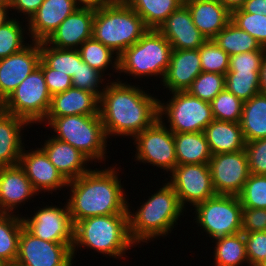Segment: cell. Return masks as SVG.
I'll return each instance as SVG.
<instances>
[{"label": "cell", "instance_id": "obj_8", "mask_svg": "<svg viewBox=\"0 0 266 266\" xmlns=\"http://www.w3.org/2000/svg\"><path fill=\"white\" fill-rule=\"evenodd\" d=\"M170 94L166 102L165 98H159L158 119L173 133L203 132L214 120L210 103L188 91Z\"/></svg>", "mask_w": 266, "mask_h": 266}, {"label": "cell", "instance_id": "obj_38", "mask_svg": "<svg viewBox=\"0 0 266 266\" xmlns=\"http://www.w3.org/2000/svg\"><path fill=\"white\" fill-rule=\"evenodd\" d=\"M213 118L238 123L242 117L243 102L224 88L211 102Z\"/></svg>", "mask_w": 266, "mask_h": 266}, {"label": "cell", "instance_id": "obj_41", "mask_svg": "<svg viewBox=\"0 0 266 266\" xmlns=\"http://www.w3.org/2000/svg\"><path fill=\"white\" fill-rule=\"evenodd\" d=\"M225 88V75L201 72L187 90L191 95L210 103Z\"/></svg>", "mask_w": 266, "mask_h": 266}, {"label": "cell", "instance_id": "obj_16", "mask_svg": "<svg viewBox=\"0 0 266 266\" xmlns=\"http://www.w3.org/2000/svg\"><path fill=\"white\" fill-rule=\"evenodd\" d=\"M19 165L24 169L33 189L38 193H52L58 195L57 190L67 188L68 181L61 175L56 167L49 161L45 152L36 147L26 150L20 155Z\"/></svg>", "mask_w": 266, "mask_h": 266}, {"label": "cell", "instance_id": "obj_19", "mask_svg": "<svg viewBox=\"0 0 266 266\" xmlns=\"http://www.w3.org/2000/svg\"><path fill=\"white\" fill-rule=\"evenodd\" d=\"M36 196L39 194L19 164L0 167V213L18 214V209Z\"/></svg>", "mask_w": 266, "mask_h": 266}, {"label": "cell", "instance_id": "obj_52", "mask_svg": "<svg viewBox=\"0 0 266 266\" xmlns=\"http://www.w3.org/2000/svg\"><path fill=\"white\" fill-rule=\"evenodd\" d=\"M10 7L7 0H0V26L11 18ZM10 16V17H9Z\"/></svg>", "mask_w": 266, "mask_h": 266}, {"label": "cell", "instance_id": "obj_37", "mask_svg": "<svg viewBox=\"0 0 266 266\" xmlns=\"http://www.w3.org/2000/svg\"><path fill=\"white\" fill-rule=\"evenodd\" d=\"M225 88L242 102L248 101L259 90V72H227Z\"/></svg>", "mask_w": 266, "mask_h": 266}, {"label": "cell", "instance_id": "obj_25", "mask_svg": "<svg viewBox=\"0 0 266 266\" xmlns=\"http://www.w3.org/2000/svg\"><path fill=\"white\" fill-rule=\"evenodd\" d=\"M100 98L92 92L71 87L51 97L50 107L45 118L69 115H100Z\"/></svg>", "mask_w": 266, "mask_h": 266}, {"label": "cell", "instance_id": "obj_26", "mask_svg": "<svg viewBox=\"0 0 266 266\" xmlns=\"http://www.w3.org/2000/svg\"><path fill=\"white\" fill-rule=\"evenodd\" d=\"M31 125L24 119L0 108V167L19 164L24 148V128Z\"/></svg>", "mask_w": 266, "mask_h": 266}, {"label": "cell", "instance_id": "obj_32", "mask_svg": "<svg viewBox=\"0 0 266 266\" xmlns=\"http://www.w3.org/2000/svg\"><path fill=\"white\" fill-rule=\"evenodd\" d=\"M81 58L90 67L98 70L110 81L111 77L118 73V55L109 47L105 46L93 37L87 39L78 49ZM110 69H109V68ZM112 70L114 73H107V70ZM106 72V74H105Z\"/></svg>", "mask_w": 266, "mask_h": 266}, {"label": "cell", "instance_id": "obj_36", "mask_svg": "<svg viewBox=\"0 0 266 266\" xmlns=\"http://www.w3.org/2000/svg\"><path fill=\"white\" fill-rule=\"evenodd\" d=\"M41 59L52 69L73 77L78 69V50L61 49L40 42Z\"/></svg>", "mask_w": 266, "mask_h": 266}, {"label": "cell", "instance_id": "obj_50", "mask_svg": "<svg viewBox=\"0 0 266 266\" xmlns=\"http://www.w3.org/2000/svg\"><path fill=\"white\" fill-rule=\"evenodd\" d=\"M240 9L247 13L266 15V0H246Z\"/></svg>", "mask_w": 266, "mask_h": 266}, {"label": "cell", "instance_id": "obj_15", "mask_svg": "<svg viewBox=\"0 0 266 266\" xmlns=\"http://www.w3.org/2000/svg\"><path fill=\"white\" fill-rule=\"evenodd\" d=\"M209 166L216 194L238 195L250 175L245 150L212 155Z\"/></svg>", "mask_w": 266, "mask_h": 266}, {"label": "cell", "instance_id": "obj_1", "mask_svg": "<svg viewBox=\"0 0 266 266\" xmlns=\"http://www.w3.org/2000/svg\"><path fill=\"white\" fill-rule=\"evenodd\" d=\"M118 77L106 83L100 96L99 114L108 139L110 136L133 139L158 120L159 99L148 88L144 90L138 84L120 80V74Z\"/></svg>", "mask_w": 266, "mask_h": 266}, {"label": "cell", "instance_id": "obj_6", "mask_svg": "<svg viewBox=\"0 0 266 266\" xmlns=\"http://www.w3.org/2000/svg\"><path fill=\"white\" fill-rule=\"evenodd\" d=\"M40 124L52 128V131L56 134L50 131L52 137L69 143L92 163L94 161V165L97 162L106 165V159L109 158L107 154L110 152L107 151L109 150L107 149L109 140L105 134L100 115H69L45 118Z\"/></svg>", "mask_w": 266, "mask_h": 266}, {"label": "cell", "instance_id": "obj_22", "mask_svg": "<svg viewBox=\"0 0 266 266\" xmlns=\"http://www.w3.org/2000/svg\"><path fill=\"white\" fill-rule=\"evenodd\" d=\"M202 72L199 48L195 50H172L170 62L161 83L167 96L172 92L187 91L194 79Z\"/></svg>", "mask_w": 266, "mask_h": 266}, {"label": "cell", "instance_id": "obj_40", "mask_svg": "<svg viewBox=\"0 0 266 266\" xmlns=\"http://www.w3.org/2000/svg\"><path fill=\"white\" fill-rule=\"evenodd\" d=\"M202 72H212L226 75L230 56L213 40H206L199 47Z\"/></svg>", "mask_w": 266, "mask_h": 266}, {"label": "cell", "instance_id": "obj_27", "mask_svg": "<svg viewBox=\"0 0 266 266\" xmlns=\"http://www.w3.org/2000/svg\"><path fill=\"white\" fill-rule=\"evenodd\" d=\"M204 135L212 155L245 150L240 122H228L214 119L204 129Z\"/></svg>", "mask_w": 266, "mask_h": 266}, {"label": "cell", "instance_id": "obj_14", "mask_svg": "<svg viewBox=\"0 0 266 266\" xmlns=\"http://www.w3.org/2000/svg\"><path fill=\"white\" fill-rule=\"evenodd\" d=\"M72 246L44 241L23 226L14 266H73Z\"/></svg>", "mask_w": 266, "mask_h": 266}, {"label": "cell", "instance_id": "obj_35", "mask_svg": "<svg viewBox=\"0 0 266 266\" xmlns=\"http://www.w3.org/2000/svg\"><path fill=\"white\" fill-rule=\"evenodd\" d=\"M20 20L22 19H19V17L17 19L11 16L6 23L0 26V59L22 50L29 44L30 40L28 43L26 40L29 37L27 25L25 23L24 26Z\"/></svg>", "mask_w": 266, "mask_h": 266}, {"label": "cell", "instance_id": "obj_30", "mask_svg": "<svg viewBox=\"0 0 266 266\" xmlns=\"http://www.w3.org/2000/svg\"><path fill=\"white\" fill-rule=\"evenodd\" d=\"M214 266H249L244 233L220 237L211 241ZM247 263V264H246Z\"/></svg>", "mask_w": 266, "mask_h": 266}, {"label": "cell", "instance_id": "obj_18", "mask_svg": "<svg viewBox=\"0 0 266 266\" xmlns=\"http://www.w3.org/2000/svg\"><path fill=\"white\" fill-rule=\"evenodd\" d=\"M95 6L81 5L49 36L46 42L55 48L76 49L92 37Z\"/></svg>", "mask_w": 266, "mask_h": 266}, {"label": "cell", "instance_id": "obj_28", "mask_svg": "<svg viewBox=\"0 0 266 266\" xmlns=\"http://www.w3.org/2000/svg\"><path fill=\"white\" fill-rule=\"evenodd\" d=\"M177 165L209 164L212 153L204 132L174 133Z\"/></svg>", "mask_w": 266, "mask_h": 266}, {"label": "cell", "instance_id": "obj_45", "mask_svg": "<svg viewBox=\"0 0 266 266\" xmlns=\"http://www.w3.org/2000/svg\"><path fill=\"white\" fill-rule=\"evenodd\" d=\"M249 171L256 175H266V138L246 142Z\"/></svg>", "mask_w": 266, "mask_h": 266}, {"label": "cell", "instance_id": "obj_42", "mask_svg": "<svg viewBox=\"0 0 266 266\" xmlns=\"http://www.w3.org/2000/svg\"><path fill=\"white\" fill-rule=\"evenodd\" d=\"M237 196L243 208L266 209V175L250 173Z\"/></svg>", "mask_w": 266, "mask_h": 266}, {"label": "cell", "instance_id": "obj_43", "mask_svg": "<svg viewBox=\"0 0 266 266\" xmlns=\"http://www.w3.org/2000/svg\"><path fill=\"white\" fill-rule=\"evenodd\" d=\"M231 21L266 48V15L243 12L238 8L231 12Z\"/></svg>", "mask_w": 266, "mask_h": 266}, {"label": "cell", "instance_id": "obj_5", "mask_svg": "<svg viewBox=\"0 0 266 266\" xmlns=\"http://www.w3.org/2000/svg\"><path fill=\"white\" fill-rule=\"evenodd\" d=\"M147 31L143 19L124 0L95 6L92 37L118 56Z\"/></svg>", "mask_w": 266, "mask_h": 266}, {"label": "cell", "instance_id": "obj_33", "mask_svg": "<svg viewBox=\"0 0 266 266\" xmlns=\"http://www.w3.org/2000/svg\"><path fill=\"white\" fill-rule=\"evenodd\" d=\"M20 214L0 213V258L14 265L18 256L19 237L24 226Z\"/></svg>", "mask_w": 266, "mask_h": 266}, {"label": "cell", "instance_id": "obj_39", "mask_svg": "<svg viewBox=\"0 0 266 266\" xmlns=\"http://www.w3.org/2000/svg\"><path fill=\"white\" fill-rule=\"evenodd\" d=\"M104 78L107 77L82 60L78 51V69L76 73H73L72 87L95 93L100 98L102 91L105 89L106 81H109Z\"/></svg>", "mask_w": 266, "mask_h": 266}, {"label": "cell", "instance_id": "obj_56", "mask_svg": "<svg viewBox=\"0 0 266 266\" xmlns=\"http://www.w3.org/2000/svg\"><path fill=\"white\" fill-rule=\"evenodd\" d=\"M258 266H266V259Z\"/></svg>", "mask_w": 266, "mask_h": 266}, {"label": "cell", "instance_id": "obj_29", "mask_svg": "<svg viewBox=\"0 0 266 266\" xmlns=\"http://www.w3.org/2000/svg\"><path fill=\"white\" fill-rule=\"evenodd\" d=\"M245 142L266 138V95L258 93L243 102L240 120Z\"/></svg>", "mask_w": 266, "mask_h": 266}, {"label": "cell", "instance_id": "obj_49", "mask_svg": "<svg viewBox=\"0 0 266 266\" xmlns=\"http://www.w3.org/2000/svg\"><path fill=\"white\" fill-rule=\"evenodd\" d=\"M10 11L14 10L11 14L14 17V14L20 13V16L23 19V22H27L32 15L38 10L44 0H7ZM16 12V13H15ZM24 15V16H23ZM24 19H27L24 21Z\"/></svg>", "mask_w": 266, "mask_h": 266}, {"label": "cell", "instance_id": "obj_9", "mask_svg": "<svg viewBox=\"0 0 266 266\" xmlns=\"http://www.w3.org/2000/svg\"><path fill=\"white\" fill-rule=\"evenodd\" d=\"M192 209L193 223L210 240L242 232L243 207L237 195L216 194Z\"/></svg>", "mask_w": 266, "mask_h": 266}, {"label": "cell", "instance_id": "obj_20", "mask_svg": "<svg viewBox=\"0 0 266 266\" xmlns=\"http://www.w3.org/2000/svg\"><path fill=\"white\" fill-rule=\"evenodd\" d=\"M80 6L77 0H44L27 21L30 41H46L58 26Z\"/></svg>", "mask_w": 266, "mask_h": 266}, {"label": "cell", "instance_id": "obj_3", "mask_svg": "<svg viewBox=\"0 0 266 266\" xmlns=\"http://www.w3.org/2000/svg\"><path fill=\"white\" fill-rule=\"evenodd\" d=\"M165 183L158 186V190L151 194L145 201L141 200L135 210L128 202L129 233L132 241L138 246L147 245L155 239L169 238V233L179 225L178 220L186 214L180 205L173 187L164 179ZM131 207V209L129 208ZM135 210V211H134ZM133 211V212H132ZM175 226V227H174ZM147 243V244H146Z\"/></svg>", "mask_w": 266, "mask_h": 266}, {"label": "cell", "instance_id": "obj_2", "mask_svg": "<svg viewBox=\"0 0 266 266\" xmlns=\"http://www.w3.org/2000/svg\"><path fill=\"white\" fill-rule=\"evenodd\" d=\"M112 166V167H111ZM110 165L105 169H91L78 178L68 181L67 204L73 224L85 218L128 214V201L124 184L121 183V168ZM117 167V168H116ZM120 169V171H119Z\"/></svg>", "mask_w": 266, "mask_h": 266}, {"label": "cell", "instance_id": "obj_13", "mask_svg": "<svg viewBox=\"0 0 266 266\" xmlns=\"http://www.w3.org/2000/svg\"><path fill=\"white\" fill-rule=\"evenodd\" d=\"M167 176L166 181L173 187L185 210H191L198 203L216 195L209 164L177 165Z\"/></svg>", "mask_w": 266, "mask_h": 266}, {"label": "cell", "instance_id": "obj_17", "mask_svg": "<svg viewBox=\"0 0 266 266\" xmlns=\"http://www.w3.org/2000/svg\"><path fill=\"white\" fill-rule=\"evenodd\" d=\"M40 42L30 41L22 50L0 59V105L38 67Z\"/></svg>", "mask_w": 266, "mask_h": 266}, {"label": "cell", "instance_id": "obj_11", "mask_svg": "<svg viewBox=\"0 0 266 266\" xmlns=\"http://www.w3.org/2000/svg\"><path fill=\"white\" fill-rule=\"evenodd\" d=\"M132 141L136 150L135 162L156 166L161 171L163 169V175L170 174L177 166L174 133L159 119L138 133Z\"/></svg>", "mask_w": 266, "mask_h": 266}, {"label": "cell", "instance_id": "obj_53", "mask_svg": "<svg viewBox=\"0 0 266 266\" xmlns=\"http://www.w3.org/2000/svg\"><path fill=\"white\" fill-rule=\"evenodd\" d=\"M230 12L240 8L246 0H219Z\"/></svg>", "mask_w": 266, "mask_h": 266}, {"label": "cell", "instance_id": "obj_47", "mask_svg": "<svg viewBox=\"0 0 266 266\" xmlns=\"http://www.w3.org/2000/svg\"><path fill=\"white\" fill-rule=\"evenodd\" d=\"M44 74L51 96L64 92L72 87V77L50 68L42 59L38 65Z\"/></svg>", "mask_w": 266, "mask_h": 266}, {"label": "cell", "instance_id": "obj_55", "mask_svg": "<svg viewBox=\"0 0 266 266\" xmlns=\"http://www.w3.org/2000/svg\"><path fill=\"white\" fill-rule=\"evenodd\" d=\"M0 266H11V265L7 263L5 260L0 258Z\"/></svg>", "mask_w": 266, "mask_h": 266}, {"label": "cell", "instance_id": "obj_34", "mask_svg": "<svg viewBox=\"0 0 266 266\" xmlns=\"http://www.w3.org/2000/svg\"><path fill=\"white\" fill-rule=\"evenodd\" d=\"M229 56L261 50L260 43L230 21L213 39Z\"/></svg>", "mask_w": 266, "mask_h": 266}, {"label": "cell", "instance_id": "obj_21", "mask_svg": "<svg viewBox=\"0 0 266 266\" xmlns=\"http://www.w3.org/2000/svg\"><path fill=\"white\" fill-rule=\"evenodd\" d=\"M157 30L168 40L172 50H195L207 40L194 25L185 4L175 10Z\"/></svg>", "mask_w": 266, "mask_h": 266}, {"label": "cell", "instance_id": "obj_7", "mask_svg": "<svg viewBox=\"0 0 266 266\" xmlns=\"http://www.w3.org/2000/svg\"><path fill=\"white\" fill-rule=\"evenodd\" d=\"M171 52L168 40L158 30L148 29L135 44L118 56V74H126L136 81L155 76L154 79L160 78L161 83L168 69Z\"/></svg>", "mask_w": 266, "mask_h": 266}, {"label": "cell", "instance_id": "obj_44", "mask_svg": "<svg viewBox=\"0 0 266 266\" xmlns=\"http://www.w3.org/2000/svg\"><path fill=\"white\" fill-rule=\"evenodd\" d=\"M266 53L263 47L258 51L239 53L230 56L228 72H259L261 61Z\"/></svg>", "mask_w": 266, "mask_h": 266}, {"label": "cell", "instance_id": "obj_10", "mask_svg": "<svg viewBox=\"0 0 266 266\" xmlns=\"http://www.w3.org/2000/svg\"><path fill=\"white\" fill-rule=\"evenodd\" d=\"M51 97L42 69L38 66L18 85L0 108L33 126L45 119Z\"/></svg>", "mask_w": 266, "mask_h": 266}, {"label": "cell", "instance_id": "obj_48", "mask_svg": "<svg viewBox=\"0 0 266 266\" xmlns=\"http://www.w3.org/2000/svg\"><path fill=\"white\" fill-rule=\"evenodd\" d=\"M266 231V209L243 208L242 233Z\"/></svg>", "mask_w": 266, "mask_h": 266}, {"label": "cell", "instance_id": "obj_51", "mask_svg": "<svg viewBox=\"0 0 266 266\" xmlns=\"http://www.w3.org/2000/svg\"><path fill=\"white\" fill-rule=\"evenodd\" d=\"M259 90L266 95V53L264 54L259 71Z\"/></svg>", "mask_w": 266, "mask_h": 266}, {"label": "cell", "instance_id": "obj_54", "mask_svg": "<svg viewBox=\"0 0 266 266\" xmlns=\"http://www.w3.org/2000/svg\"><path fill=\"white\" fill-rule=\"evenodd\" d=\"M81 5L98 6L111 0H77Z\"/></svg>", "mask_w": 266, "mask_h": 266}, {"label": "cell", "instance_id": "obj_46", "mask_svg": "<svg viewBox=\"0 0 266 266\" xmlns=\"http://www.w3.org/2000/svg\"><path fill=\"white\" fill-rule=\"evenodd\" d=\"M249 266H258L266 259V231L244 233Z\"/></svg>", "mask_w": 266, "mask_h": 266}, {"label": "cell", "instance_id": "obj_4", "mask_svg": "<svg viewBox=\"0 0 266 266\" xmlns=\"http://www.w3.org/2000/svg\"><path fill=\"white\" fill-rule=\"evenodd\" d=\"M82 247L106 258H129L126 253L137 245L129 233L128 214L101 215L77 221L74 224L73 260Z\"/></svg>", "mask_w": 266, "mask_h": 266}, {"label": "cell", "instance_id": "obj_23", "mask_svg": "<svg viewBox=\"0 0 266 266\" xmlns=\"http://www.w3.org/2000/svg\"><path fill=\"white\" fill-rule=\"evenodd\" d=\"M48 137L40 148L67 181L74 180L91 170L89 163L92 162L78 149L52 136Z\"/></svg>", "mask_w": 266, "mask_h": 266}, {"label": "cell", "instance_id": "obj_24", "mask_svg": "<svg viewBox=\"0 0 266 266\" xmlns=\"http://www.w3.org/2000/svg\"><path fill=\"white\" fill-rule=\"evenodd\" d=\"M184 4L207 40H212L231 21V12L219 0H184Z\"/></svg>", "mask_w": 266, "mask_h": 266}, {"label": "cell", "instance_id": "obj_31", "mask_svg": "<svg viewBox=\"0 0 266 266\" xmlns=\"http://www.w3.org/2000/svg\"><path fill=\"white\" fill-rule=\"evenodd\" d=\"M142 19L148 29L159 26L181 5L184 0H124Z\"/></svg>", "mask_w": 266, "mask_h": 266}, {"label": "cell", "instance_id": "obj_12", "mask_svg": "<svg viewBox=\"0 0 266 266\" xmlns=\"http://www.w3.org/2000/svg\"><path fill=\"white\" fill-rule=\"evenodd\" d=\"M58 205L49 204L34 208L30 217L22 214L24 227L35 237L44 241L73 244L74 224L71 220L67 201ZM63 204V205H62ZM39 207V208H38Z\"/></svg>", "mask_w": 266, "mask_h": 266}]
</instances>
